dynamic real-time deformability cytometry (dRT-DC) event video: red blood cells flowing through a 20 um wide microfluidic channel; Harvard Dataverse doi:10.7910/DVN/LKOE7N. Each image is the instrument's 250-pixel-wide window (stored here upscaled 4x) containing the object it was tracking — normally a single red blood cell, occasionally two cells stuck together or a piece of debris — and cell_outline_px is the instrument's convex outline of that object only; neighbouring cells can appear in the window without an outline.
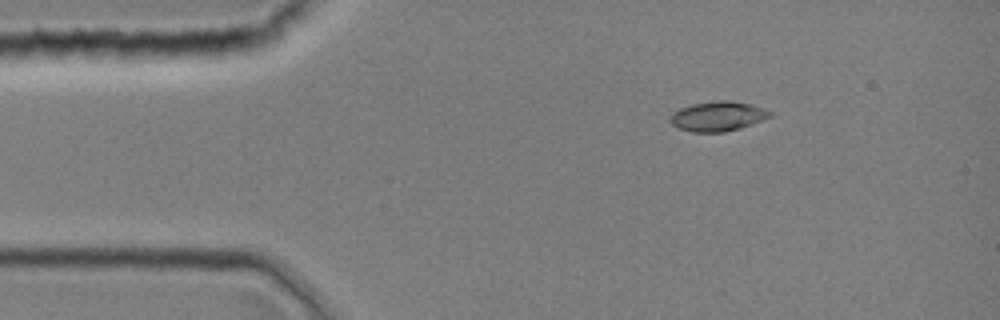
{"species": "common noctule bat (a hibernating species)", "species_latin": "Nyctalus noctula", "temperature_condition": "room temperature", "stored_images_in_passage": 2, "camera_frame_rate_fps": 3000, "um_per_image_px": 0.085, "animal": {"sex": "female", "body_mass_g": 19.0, "forearm_length_mm": 51.5}, "frame": {"image": 1, "passage_image": 1, "time_ms": 0.0, "image_size_px": [1000, 320], "cell_outline_px": [[772, 116], [752, 124], [740, 128], [724, 132], [692, 132], [676, 128], [668, 120], [672, 112], [680, 108], [692, 104], [716, 100], [728, 100], [752, 104], [764, 108], [772, 112]], "centroid_in_image_um": [60.99, 9.88], "position_along_channel_um": 24.0, "area_um2": 17.51}}